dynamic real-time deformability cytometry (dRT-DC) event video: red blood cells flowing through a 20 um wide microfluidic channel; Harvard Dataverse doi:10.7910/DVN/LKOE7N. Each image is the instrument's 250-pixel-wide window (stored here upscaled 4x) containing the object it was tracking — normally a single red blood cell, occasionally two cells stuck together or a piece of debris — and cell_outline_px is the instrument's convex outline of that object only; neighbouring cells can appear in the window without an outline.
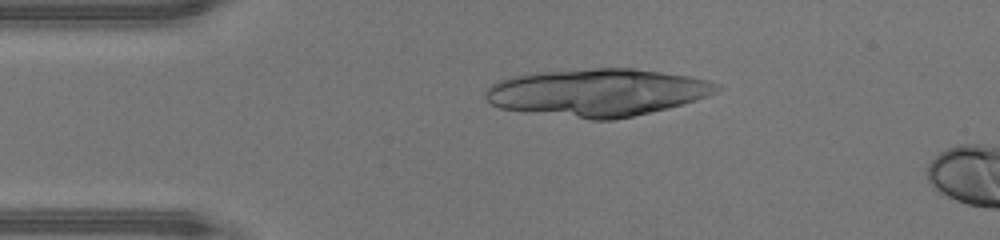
{"species": "human", "species_latin": "Homo sapiens", "temperature_condition": "warm", "stored_images_in_passage": 11, "camera_frame_rate_fps": 3000, "um_per_image_px": 0.085, "donor": {"sex": "male"}, "frame": {"image": 1, "passage_image": 8, "time_ms": 2.333, "image_size_px": [1000, 240], "cell_outline_px": [[720, 88], [696, 100], [668, 108], [632, 116], [612, 120], [592, 120], [500, 108], [492, 104], [484, 96], [484, 92], [496, 80], [512, 76], [536, 72], [592, 68], [632, 68], [688, 76], [708, 80], [720, 84]], "centroid_in_image_um": [50.73, 7.85], "position_along_channel_um": 34.3, "area_um2": 63.75}}